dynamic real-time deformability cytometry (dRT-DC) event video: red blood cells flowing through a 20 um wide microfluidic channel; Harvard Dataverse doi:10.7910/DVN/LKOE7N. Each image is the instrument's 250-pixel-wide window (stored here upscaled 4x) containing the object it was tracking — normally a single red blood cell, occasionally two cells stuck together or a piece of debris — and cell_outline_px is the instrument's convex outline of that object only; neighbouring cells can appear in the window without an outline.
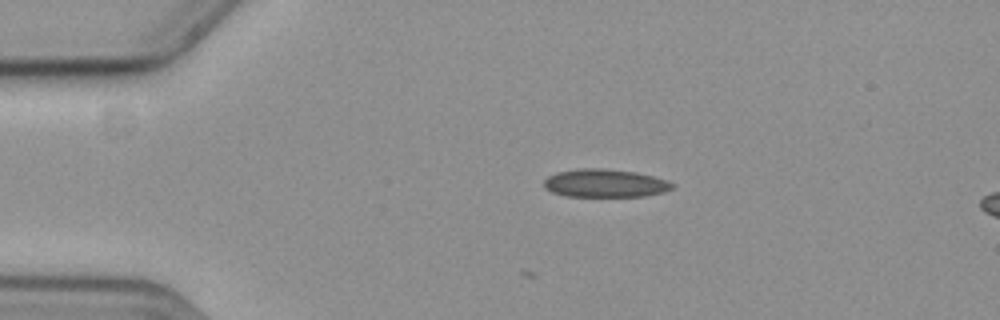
{"species": "common noctule bat (a hibernating species)", "species_latin": "Nyctalus noctula", "temperature_condition": "cold", "stored_images_in_passage": 8, "camera_frame_rate_fps": 3000, "um_per_image_px": 0.085, "animal": {"sex": "female", "body_mass_g": 19.3, "forearm_length_mm": 54.1}, "frame": {"image": 1, "passage_image": 1, "time_ms": 0.0, "image_size_px": [1000, 320], "cell_outline_px": [[672, 188], [660, 192], [644, 196], [564, 196], [552, 192], [544, 188], [544, 180], [548, 176], [556, 172], [580, 168], [604, 168], [636, 172], [652, 176], [664, 180], [672, 184]], "centroid_in_image_um": [51.33, 15.56], "position_along_channel_um": 33.7, "area_um2": 20.81}}
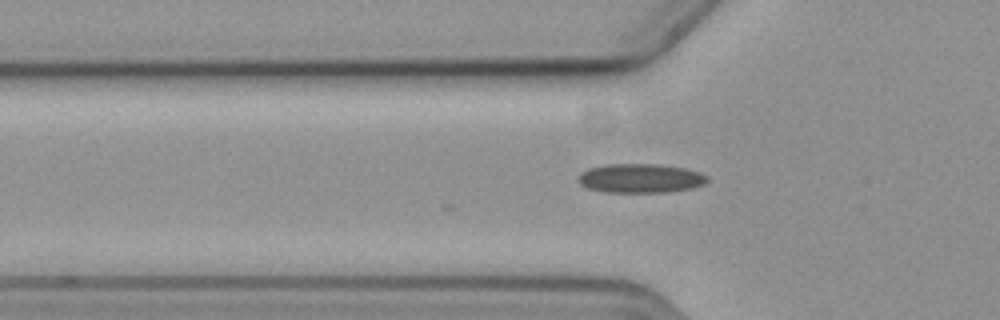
{"frame": {"image": 2, "passage_image": 8, "time_ms": 2.333, "image_size_px": [1000, 320], "cell_outline_px": [[708, 180], [704, 184], [692, 188], [668, 192], [604, 192], [588, 188], [580, 184], [580, 172], [588, 168], [604, 164], [656, 164], [684, 168], [700, 172], [708, 176]], "centroid_in_image_um": [54.44, 15.15], "position_along_channel_um": 71.4, "area_um2": 21.91}}